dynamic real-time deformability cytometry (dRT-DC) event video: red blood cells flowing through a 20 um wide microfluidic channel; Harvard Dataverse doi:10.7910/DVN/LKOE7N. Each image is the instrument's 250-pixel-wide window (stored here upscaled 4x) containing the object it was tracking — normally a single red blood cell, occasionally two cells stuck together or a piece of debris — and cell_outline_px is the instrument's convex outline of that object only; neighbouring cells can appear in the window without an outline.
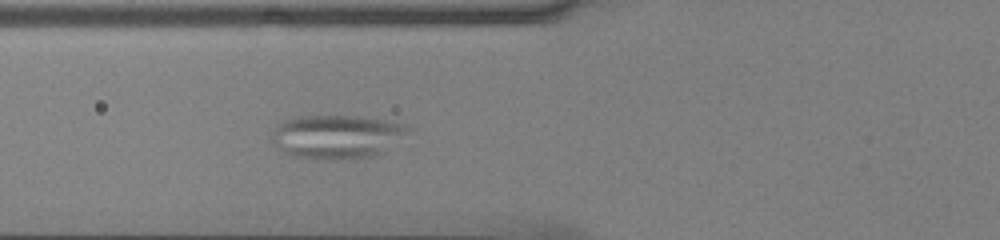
{"species": "common noctule bat (a hibernating species)", "species_latin": "Nyctalus noctula", "temperature_condition": "cold", "stored_images_in_passage": 54, "camera_frame_rate_fps": 3000, "um_per_image_px": 0.085, "animal": {"sex": "male", "body_mass_g": 13.0, "forearm_length_mm": 53.1}, "frame": {"image": 1, "passage_image": 22, "time_ms": 7.0, "image_size_px": [1000, 240], "cell_outline_px": [[412, 128], [408, 132], [380, 152], [372, 156], [332, 160], [328, 160], [292, 156], [284, 152], [272, 140], [272, 132], [284, 120], [300, 116], [360, 116], [412, 124]], "centroid_in_image_um": [28.64, 11.59], "position_along_channel_um": 97.2, "area_um2": 34.39}}
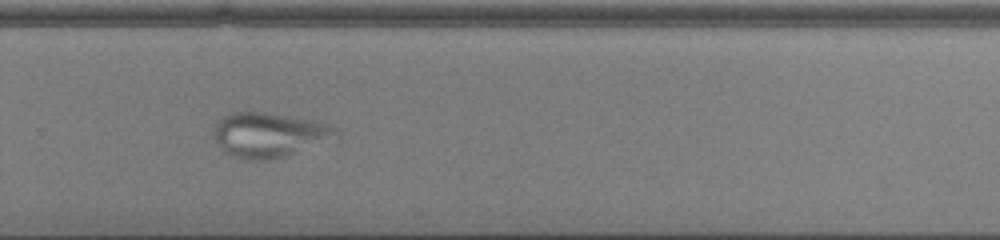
{"frame": {"image": 2, "passage_image": 38, "time_ms": 12.333, "image_size_px": [1000, 240], "cell_outline_px": [[340, 140], [336, 144], [272, 160], [248, 160], [232, 156], [224, 152], [220, 148], [212, 136], [212, 128], [220, 116], [232, 112], [264, 112], [308, 120], [328, 124], [336, 128], [340, 132]], "centroid_in_image_um": [22.98, 11.51], "position_along_channel_um": 306.8, "area_um2": 33.47}}